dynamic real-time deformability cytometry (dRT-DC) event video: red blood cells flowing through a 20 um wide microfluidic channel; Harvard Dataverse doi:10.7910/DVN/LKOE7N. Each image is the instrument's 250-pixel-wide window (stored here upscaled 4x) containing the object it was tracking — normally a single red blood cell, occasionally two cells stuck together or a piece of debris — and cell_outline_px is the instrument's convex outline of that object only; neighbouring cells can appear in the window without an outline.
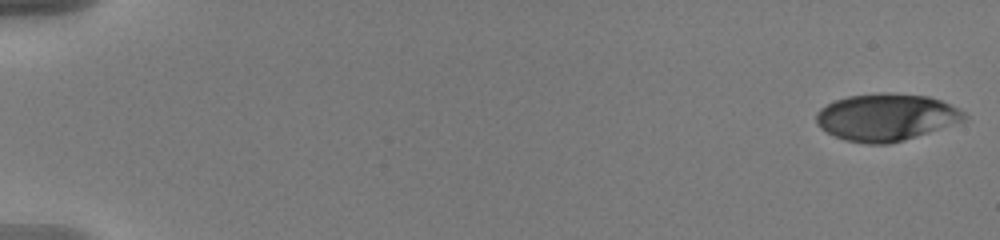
{"species": "human", "species_latin": "Homo sapiens", "temperature_condition": "warm", "stored_images_in_passage": 56, "camera_frame_rate_fps": 3000, "um_per_image_px": 0.085, "donor": {"sex": "male"}, "frame": {"image": 1, "passage_image": 1, "time_ms": 0.0, "image_size_px": [1000, 240], "cell_outline_px": [[968, 116], [964, 120], [904, 140], [888, 144], [868, 144], [844, 140], [820, 128], [816, 124], [816, 112], [820, 108], [836, 100], [848, 96], [880, 92], [888, 92], [928, 96], [940, 100], [964, 112]], "centroid_in_image_um": [75.28, 9.95], "position_along_channel_um": 9.7, "area_um2": 40.4}}
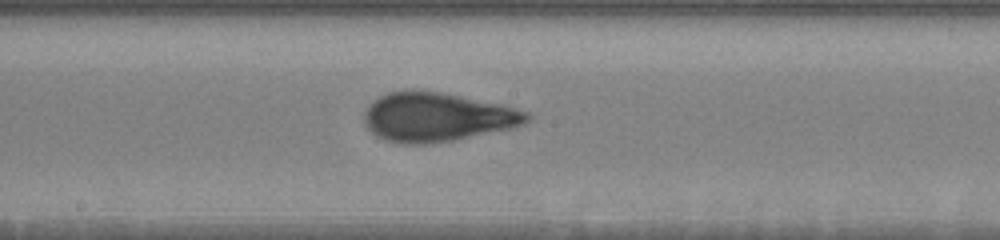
{"frame": {"image": 2, "passage_image": 32, "time_ms": 10.333, "image_size_px": [1000, 240], "cell_outline_px": [[532, 116], [524, 124], [508, 128], [456, 140], [424, 144], [400, 144], [384, 140], [376, 136], [364, 124], [364, 112], [368, 104], [372, 100], [388, 92], [412, 88], [440, 92], [504, 104], [528, 112]], "centroid_in_image_um": [37.11, 9.93], "position_along_channel_um": 211.1, "area_um2": 46.99}}
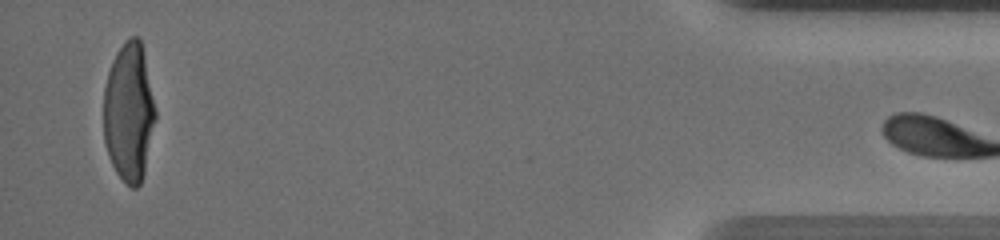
{"frame": {"image": 3, "passage_image": 55, "time_ms": 18.0, "image_size_px": [1000, 240], "cell_outline_px": [[156, 116], [144, 172], [140, 184], [136, 188], [132, 188], [116, 172], [108, 156], [104, 140], [104, 88], [108, 72], [112, 60], [116, 52], [124, 40], [128, 36], [136, 36], [140, 40], [144, 56], [156, 108]], "centroid_in_image_um": [10.95, 9.51], "position_along_channel_um": 424.2, "area_um2": 41.73}}